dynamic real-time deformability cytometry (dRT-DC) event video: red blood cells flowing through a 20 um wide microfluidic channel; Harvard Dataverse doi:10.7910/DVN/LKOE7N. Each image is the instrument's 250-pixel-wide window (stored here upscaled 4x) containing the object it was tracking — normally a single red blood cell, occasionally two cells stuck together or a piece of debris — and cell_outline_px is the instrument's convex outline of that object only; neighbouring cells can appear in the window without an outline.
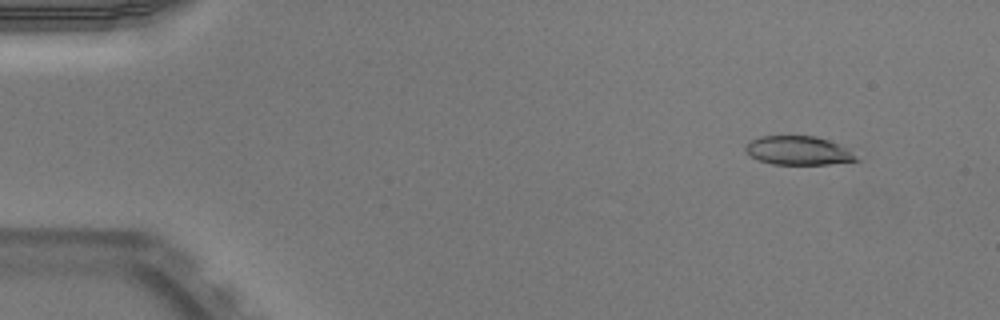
{"species": "Egyptian fruit bat (a non-hibernating species)", "species_latin": "Rousettus aegyptiacus", "temperature_condition": "warm", "stored_images_in_passage": 47, "camera_frame_rate_fps": 3000, "um_per_image_px": 0.085, "animal": {"sex": "male"}, "frame": {"image": 1, "passage_image": 1, "time_ms": 0.0, "image_size_px": [1000, 320], "cell_outline_px": [[860, 160], [828, 164], [772, 164], [760, 160], [752, 156], [744, 148], [744, 144], [760, 136], [816, 136], [828, 140], [844, 148]], "centroid_in_image_um": [67.8, 12.79], "position_along_channel_um": 17.2, "area_um2": 18.15}}
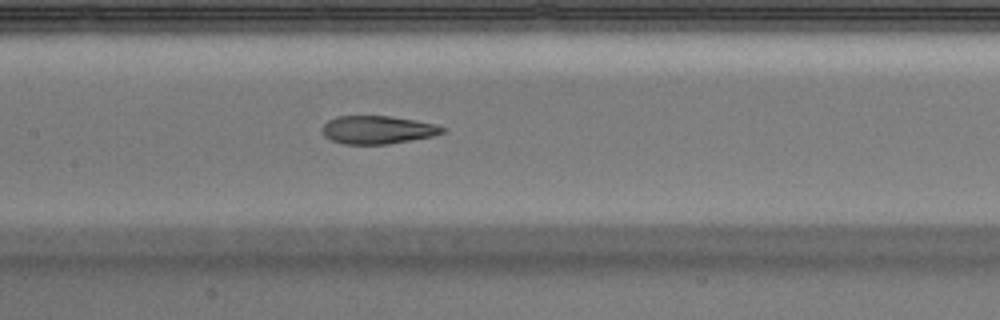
{"frame": {"image": 2, "passage_image": 21, "time_ms": 6.667, "image_size_px": [1000, 320], "cell_outline_px": [[448, 128], [444, 132], [432, 136], [412, 140], [388, 144], [344, 144], [332, 140], [324, 136], [324, 124], [328, 120], [336, 116], [392, 116], [416, 120], [436, 124]], "centroid_in_image_um": [32.14, 11.03], "position_along_channel_um": 175.3, "area_um2": 19.71}}
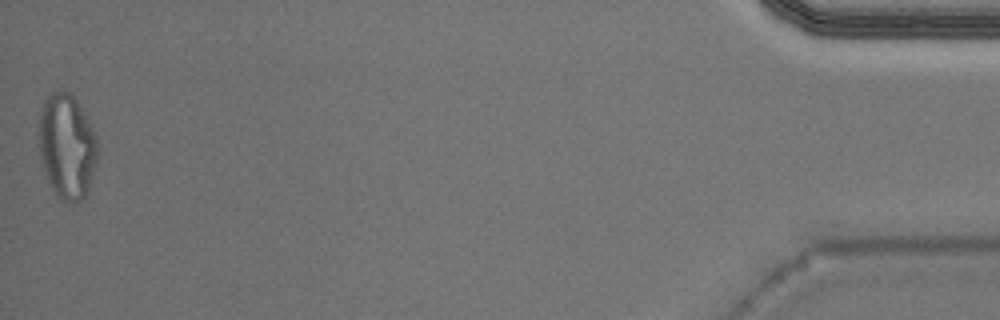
{"frame": {"image": 3, "passage_image": 47, "time_ms": 15.333, "image_size_px": [1000, 320], "cell_outline_px": [[96, 160], [88, 192], [76, 204], [60, 200], [56, 196], [48, 180], [40, 156], [36, 132], [40, 112], [44, 100], [52, 92], [68, 92], [76, 100], [96, 136]], "centroid_in_image_um": [5.64, 12.47], "position_along_channel_um": 429.6, "area_um2": 35.78}, "authors_computed_cell_mechanics": {"area_um2": 20.6346, "velocity_mm_per_s": 3.9784, "shape_relaxation_time_tau1_ms": null, "shape_relaxation_time_tau2_ms": 2.0672, "deformation_change_tau1": null, "deformation_change_tau2": 0.1019}}